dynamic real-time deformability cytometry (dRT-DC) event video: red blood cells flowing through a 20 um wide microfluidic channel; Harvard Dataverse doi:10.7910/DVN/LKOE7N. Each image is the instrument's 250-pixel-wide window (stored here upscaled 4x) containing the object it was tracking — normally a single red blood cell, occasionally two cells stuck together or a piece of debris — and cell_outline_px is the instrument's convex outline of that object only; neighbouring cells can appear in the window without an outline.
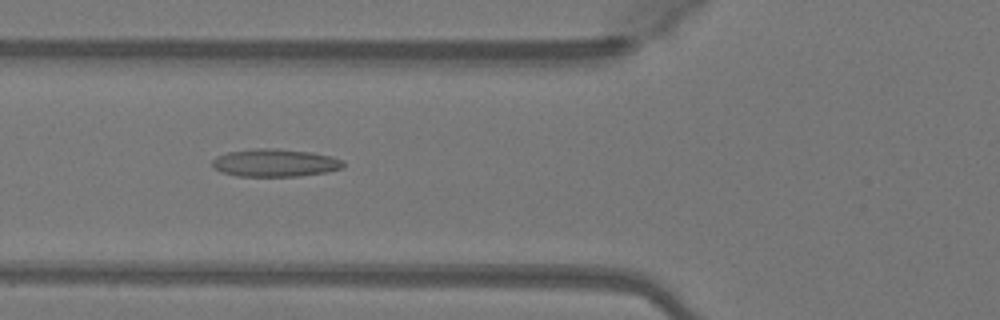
{"species": "Egyptian fruit bat (a non-hibernating species)", "species_latin": "Rousettus aegyptiacus", "temperature_condition": "warm", "stored_images_in_passage": 46, "camera_frame_rate_fps": 3000, "um_per_image_px": 0.085, "animal": {"sex": "female"}, "frame": {"image": 1, "passage_image": 15, "time_ms": 4.667, "image_size_px": [1000, 320], "cell_outline_px": [[344, 164], [340, 168], [328, 172], [300, 176], [236, 176], [220, 172], [212, 168], [212, 160], [216, 156], [228, 152], [256, 148], [276, 148], [312, 152], [332, 156], [344, 160]], "centroid_in_image_um": [23.36, 13.84], "position_along_channel_um": 102.4, "area_um2": 21.44}}
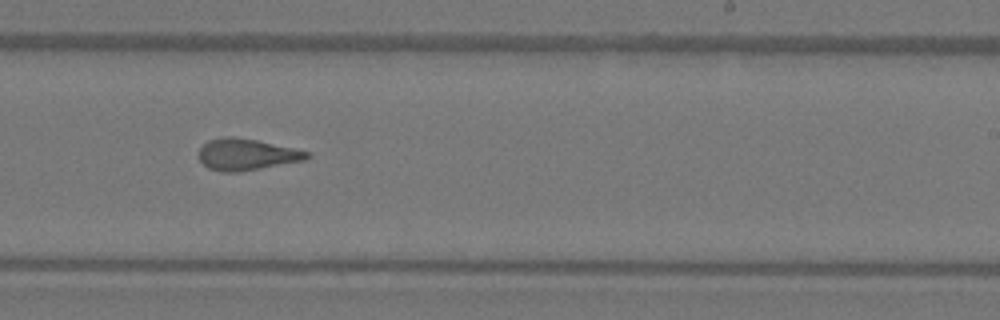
{"frame": {"image": 2, "passage_image": 27, "time_ms": 8.667, "image_size_px": [1000, 320], "cell_outline_px": [[312, 156], [308, 160], [240, 172], [220, 172], [208, 168], [200, 160], [200, 148], [208, 140], [224, 136], [232, 136], [256, 140], [312, 152]], "centroid_in_image_um": [21.02, 13.14], "position_along_channel_um": 268.0, "area_um2": 20.06}}
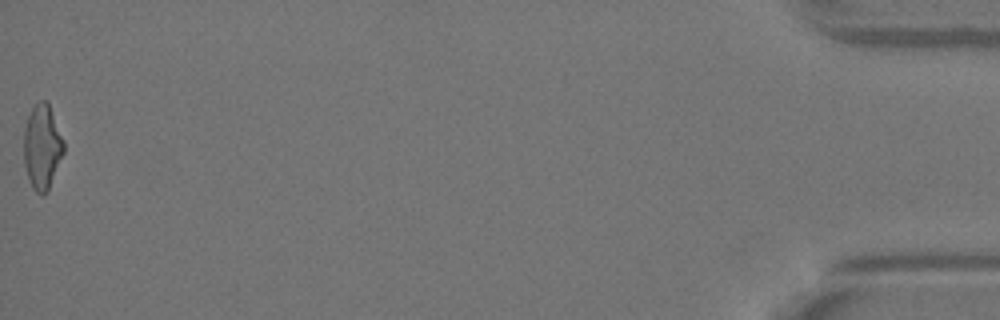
{"frame": {"image": 3, "passage_image": 46, "time_ms": 15.0, "image_size_px": [1000, 320], "cell_outline_px": [[64, 152], [48, 192], [44, 196], [40, 196], [32, 188], [24, 164], [24, 128], [28, 116], [32, 108], [40, 100], [48, 100], [64, 140]], "centroid_in_image_um": [3.6, 12.5], "position_along_channel_um": 431.6, "area_um2": 20.0}, "authors_computed_cell_mechanics": {"area_um2": 19.9988, "velocity_mm_per_s": 4.1458, "shape_relaxation_time_tau1_ms": 7.4401, "shape_relaxation_time_tau2_ms": 2.0036, "deformation_change_tau1": 0.2448, "deformation_change_tau2": 0.1251}}